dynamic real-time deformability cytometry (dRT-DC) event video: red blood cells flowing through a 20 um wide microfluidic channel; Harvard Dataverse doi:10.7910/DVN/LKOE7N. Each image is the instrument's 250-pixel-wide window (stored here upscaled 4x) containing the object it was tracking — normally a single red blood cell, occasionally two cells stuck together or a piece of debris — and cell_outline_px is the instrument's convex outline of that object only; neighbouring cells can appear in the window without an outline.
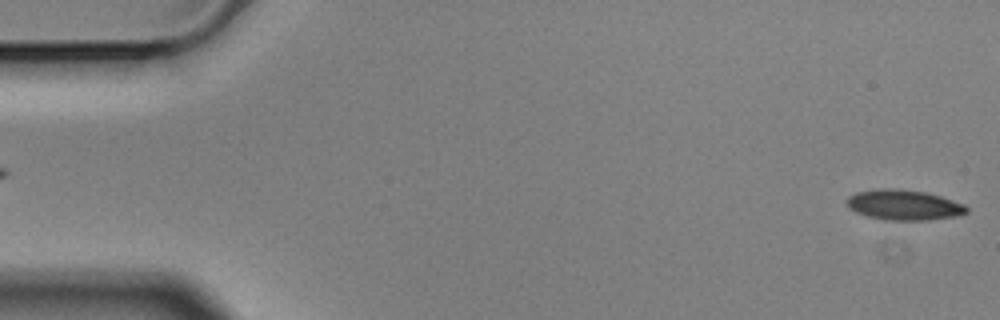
{"species": "Egyptian fruit bat (a non-hibernating species)", "species_latin": "Rousettus aegyptiacus", "temperature_condition": "cold", "stored_images_in_passage": 5, "segment_of_instrument_passage": [2, 2], "camera_frame_rate_fps": 3000, "um_per_image_px": 0.085, "animal": {"sex": "male"}, "frame": {"image": 1, "passage_image": 5, "time_ms": 1.333, "image_size_px": [1000, 320], "cell_outline_px": [[968, 212], [956, 216], [928, 220], [884, 220], [868, 216], [856, 212], [848, 208], [844, 200], [848, 196], [856, 192], [880, 188], [896, 188], [924, 192], [940, 196], [964, 204], [968, 208]], "centroid_in_image_um": [76.78, 17.42], "position_along_channel_um": 8.2, "area_um2": 21.27}}